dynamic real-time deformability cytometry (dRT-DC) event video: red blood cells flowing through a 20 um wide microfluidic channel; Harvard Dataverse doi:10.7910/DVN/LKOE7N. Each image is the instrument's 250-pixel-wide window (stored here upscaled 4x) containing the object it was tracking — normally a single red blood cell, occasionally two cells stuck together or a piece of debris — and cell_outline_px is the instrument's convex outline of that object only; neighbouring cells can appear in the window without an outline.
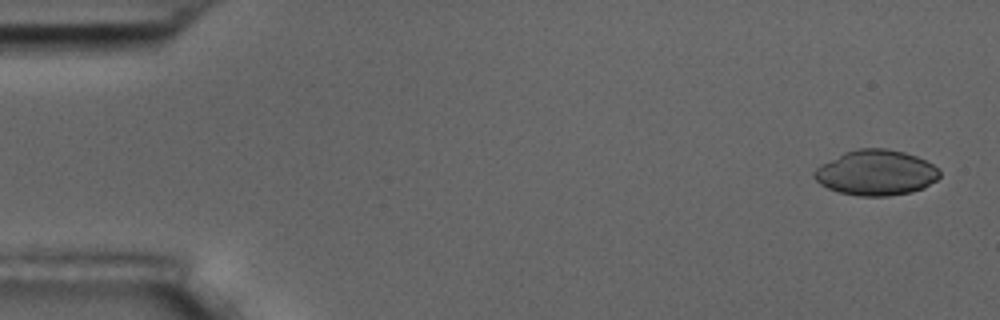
{"species": "common noctule bat (a hibernating species)", "species_latin": "Nyctalus noctula", "temperature_condition": "room temperature", "stored_images_in_passage": 3, "camera_frame_rate_fps": 3000, "um_per_image_px": 0.085, "animal": {"sex": "male", "body_mass_g": 17.5, "forearm_length_mm": 52.3}, "frame": {"image": 1, "passage_image": 1, "time_ms": 0.0, "image_size_px": [1000, 320], "cell_outline_px": [[940, 176], [936, 180], [924, 188], [912, 192], [888, 196], [860, 196], [840, 192], [828, 188], [820, 184], [812, 176], [812, 172], [820, 164], [844, 152], [856, 148], [884, 148], [904, 152], [916, 156], [932, 164], [940, 172]], "centroid_in_image_um": [74.43, 14.68], "position_along_channel_um": 10.6, "area_um2": 33.23}}